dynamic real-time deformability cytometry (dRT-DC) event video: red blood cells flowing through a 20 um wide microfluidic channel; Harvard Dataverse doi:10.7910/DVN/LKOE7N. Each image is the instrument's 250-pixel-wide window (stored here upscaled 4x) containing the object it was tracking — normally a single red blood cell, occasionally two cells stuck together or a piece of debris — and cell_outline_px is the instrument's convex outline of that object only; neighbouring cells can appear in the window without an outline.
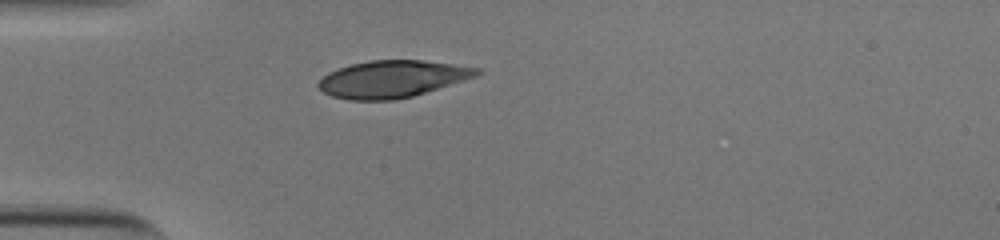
{"species": "human", "species_latin": "Homo sapiens", "temperature_condition": "cold", "stored_images_in_passage": 30, "camera_frame_rate_fps": 3000, "um_per_image_px": 0.085, "donor": {"sex": "male"}, "frame": {"image": 1, "passage_image": 1, "time_ms": 0.0, "image_size_px": [1000, 240], "cell_outline_px": [[484, 72], [476, 76], [412, 96], [392, 100], [348, 100], [332, 96], [324, 92], [316, 84], [328, 72], [352, 64], [368, 60], [424, 60], [480, 68]], "centroid_in_image_um": [33.34, 6.71], "position_along_channel_um": 51.7, "area_um2": 33.93}}
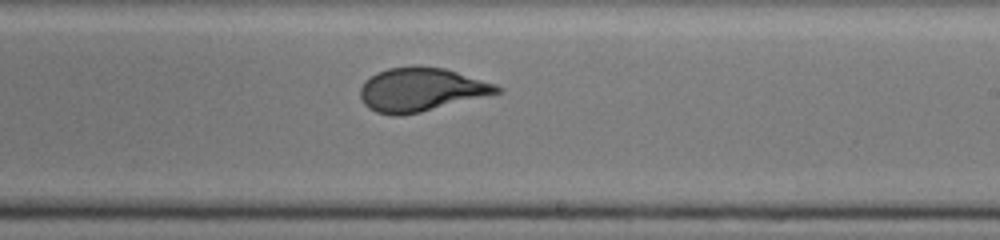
{"frame": {"image": 2, "passage_image": 18, "time_ms": 5.667, "image_size_px": [1000, 240], "cell_outline_px": [[504, 92], [420, 112], [400, 116], [392, 116], [376, 112], [368, 108], [364, 104], [360, 96], [360, 88], [364, 80], [376, 72], [388, 68], [444, 68], [496, 84], [504, 88]], "centroid_in_image_um": [35.79, 7.65], "position_along_channel_um": 253.2, "area_um2": 34.45}}
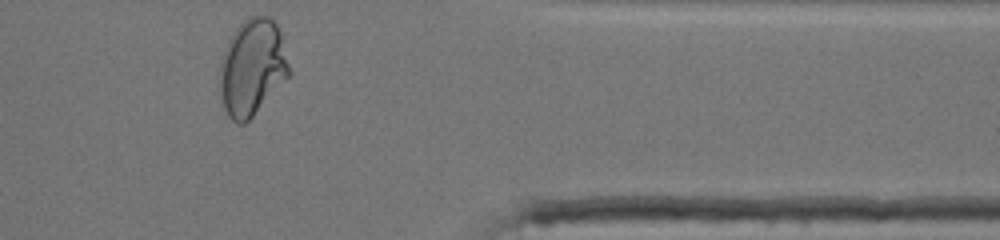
{"frame": {"image": 3, "passage_image": 30, "time_ms": 9.667, "image_size_px": [1000, 240], "cell_outline_px": [[292, 72], [252, 116], [244, 124], [236, 124], [228, 116], [224, 108], [220, 92], [220, 64], [228, 40], [236, 28], [248, 16], [268, 16], [276, 24], [280, 32]], "centroid_in_image_um": [21.44, 5.72], "position_along_channel_um": 390.0, "area_um2": 38.67}, "authors_computed_cell_mechanics": {"area_um2": 34.68, "velocity_mm_per_s": 3.7977, "shape_relaxation_time_tau1_ms": 5.3017, "shape_relaxation_time_tau2_ms": null, "deformation_change_tau1": 0.1972, "deformation_change_tau2": null}}